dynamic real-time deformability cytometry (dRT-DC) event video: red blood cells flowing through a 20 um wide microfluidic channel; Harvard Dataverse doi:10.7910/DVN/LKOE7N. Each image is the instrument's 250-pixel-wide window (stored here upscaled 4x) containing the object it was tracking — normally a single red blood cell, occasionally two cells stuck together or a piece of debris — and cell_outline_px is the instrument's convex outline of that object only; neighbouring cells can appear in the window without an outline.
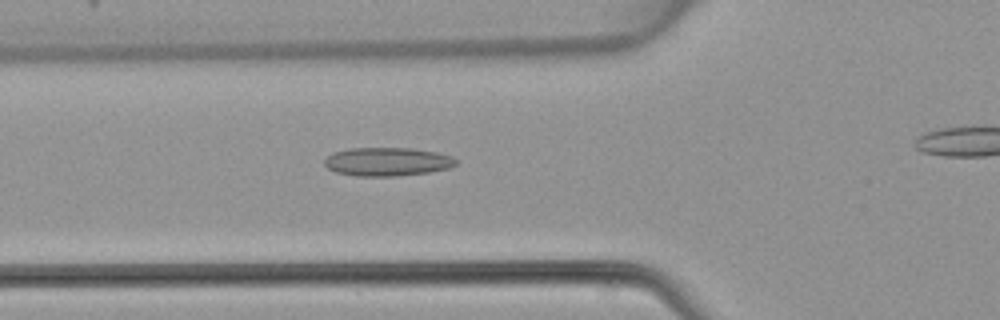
{"species": "common noctule bat (a hibernating species)", "species_latin": "Nyctalus noctula", "temperature_condition": "warm", "stored_images_in_passage": 37, "camera_frame_rate_fps": 3000, "um_per_image_px": 0.085, "animal": {"sex": "female", "body_mass_g": 22.7, "forearm_length_mm": 54.2}, "frame": {"image": 1, "passage_image": 15, "time_ms": 4.667, "image_size_px": [1000, 320], "cell_outline_px": [[456, 164], [448, 168], [428, 172], [396, 176], [356, 176], [336, 172], [328, 168], [324, 164], [324, 160], [332, 152], [352, 148], [412, 148], [436, 152], [452, 156], [456, 160]], "centroid_in_image_um": [32.9, 13.74], "position_along_channel_um": 92.9, "area_um2": 21.79}}
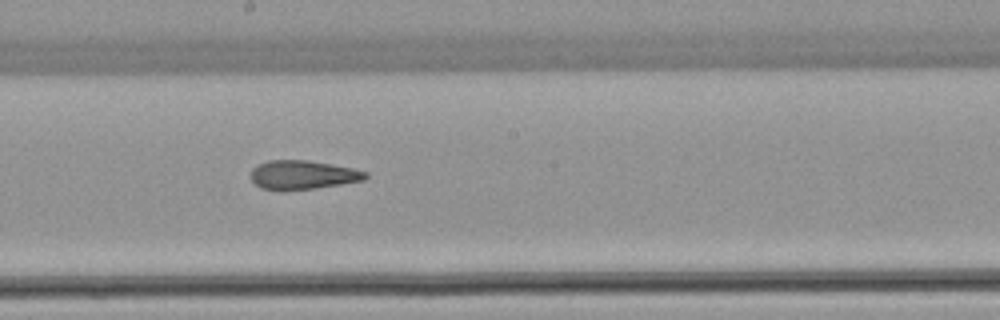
{"frame": {"image": 2, "passage_image": 24, "time_ms": 7.667, "image_size_px": [1000, 320], "cell_outline_px": [[368, 176], [364, 180], [316, 188], [280, 192], [260, 188], [252, 180], [252, 168], [268, 160], [308, 160], [352, 168], [368, 172]], "centroid_in_image_um": [25.72, 14.88], "position_along_channel_um": 222.5, "area_um2": 19.48}}
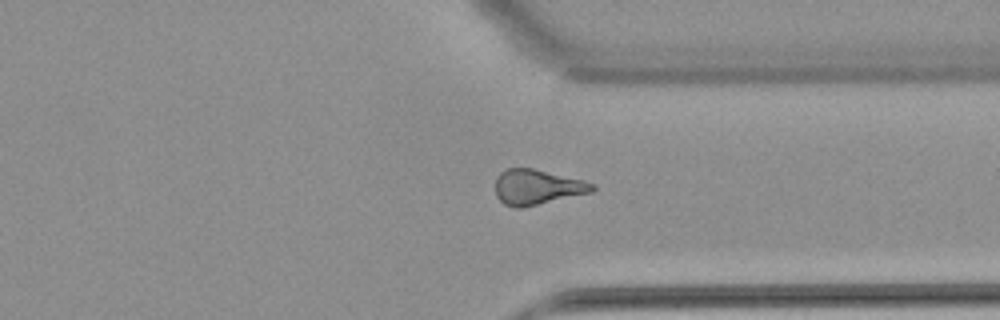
{"frame": {"image": 3, "passage_image": 34, "time_ms": 11.0, "image_size_px": [1000, 320], "cell_outline_px": [[596, 188], [592, 192], [520, 208], [516, 208], [504, 204], [496, 196], [496, 176], [504, 168], [532, 168], [584, 180], [596, 184]], "centroid_in_image_um": [45.65, 15.89], "position_along_channel_um": 365.8, "area_um2": 19.88}}